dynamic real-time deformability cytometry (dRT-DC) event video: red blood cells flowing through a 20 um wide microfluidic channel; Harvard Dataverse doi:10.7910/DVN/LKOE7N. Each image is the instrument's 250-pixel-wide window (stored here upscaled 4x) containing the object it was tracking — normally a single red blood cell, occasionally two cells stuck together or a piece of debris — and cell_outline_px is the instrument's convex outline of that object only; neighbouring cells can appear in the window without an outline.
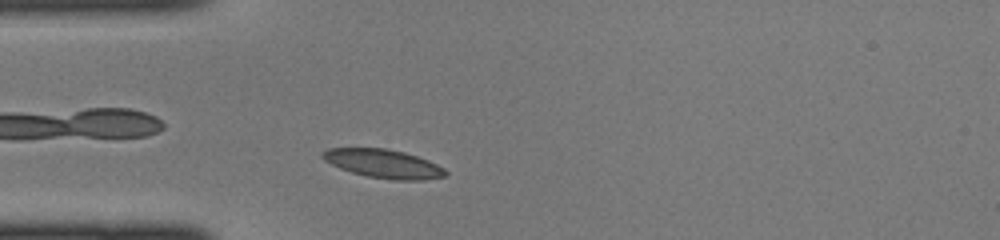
{"species": "common noctule bat (a hibernating species)", "species_latin": "Nyctalus noctula", "temperature_condition": "cold", "stored_images_in_passage": 37, "camera_frame_rate_fps": 3000, "um_per_image_px": 0.085, "animal": {"sex": "female", "body_mass_g": 22.0, "forearm_length_mm": 56.7}, "frame": {"image": 1, "passage_image": 4, "time_ms": 1.0, "image_size_px": [1000, 240], "cell_outline_px": [[448, 172], [444, 176], [424, 180], [392, 180], [368, 176], [352, 172], [340, 168], [324, 160], [320, 156], [320, 152], [328, 148], [384, 148], [404, 152], [428, 160], [444, 168]], "centroid_in_image_um": [32.57, 13.91], "position_along_channel_um": 52.4, "area_um2": 20.46}}
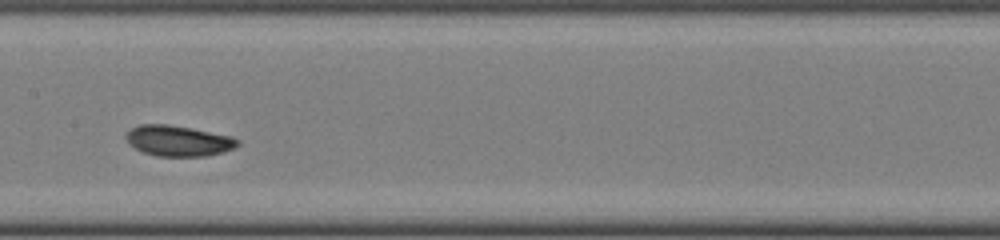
{"frame": {"image": 2, "passage_image": 14, "time_ms": 4.333, "image_size_px": [1000, 240], "cell_outline_px": [[240, 144], [236, 148], [224, 152], [204, 156], [156, 156], [144, 152], [136, 148], [124, 136], [132, 128], [140, 124], [168, 124], [192, 128], [232, 136], [240, 140]], "centroid_in_image_um": [15.22, 11.96], "position_along_channel_um": 192.2, "area_um2": 19.94}}
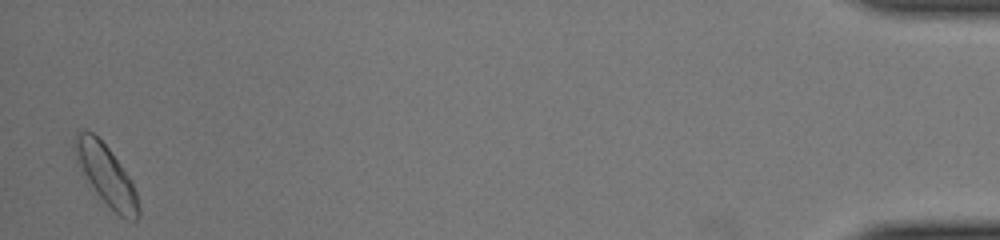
{"frame": {"image": 3, "passage_image": 36, "time_ms": 11.667, "image_size_px": [1000, 240], "cell_outline_px": [[140, 216], [136, 220], [124, 220], [96, 192], [88, 180], [76, 160], [72, 144], [76, 136], [84, 128], [92, 132], [108, 148], [128, 176], [136, 192], [140, 208]], "centroid_in_image_um": [9.03, 14.88], "position_along_channel_um": 426.2, "area_um2": 21.73}}